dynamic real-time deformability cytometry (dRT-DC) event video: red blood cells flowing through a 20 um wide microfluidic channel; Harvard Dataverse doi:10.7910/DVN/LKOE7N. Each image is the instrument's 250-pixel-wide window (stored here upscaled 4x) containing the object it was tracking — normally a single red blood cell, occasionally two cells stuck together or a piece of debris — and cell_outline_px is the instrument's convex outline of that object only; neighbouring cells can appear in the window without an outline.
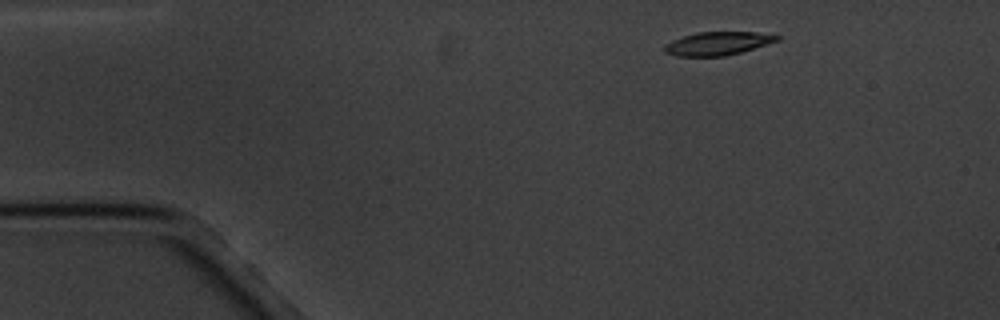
{"species": "common noctule bat (a hibernating species)", "species_latin": "Nyctalus noctula", "temperature_condition": "cold", "stored_images_in_passage": 3, "camera_frame_rate_fps": 3000, "um_per_image_px": 0.085, "animal": {"sex": "male", "body_mass_g": 20.1, "forearm_length_mm": 53.5}, "frame": {"image": 1, "passage_image": 1, "time_ms": 0.0, "image_size_px": [1000, 320], "cell_outline_px": [[780, 40], [740, 52], [724, 56], [676, 56], [664, 52], [664, 44], [672, 40], [696, 32], [756, 32], [780, 36]], "centroid_in_image_um": [60.97, 3.69], "position_along_channel_um": 24.0, "area_um2": 15.2}}